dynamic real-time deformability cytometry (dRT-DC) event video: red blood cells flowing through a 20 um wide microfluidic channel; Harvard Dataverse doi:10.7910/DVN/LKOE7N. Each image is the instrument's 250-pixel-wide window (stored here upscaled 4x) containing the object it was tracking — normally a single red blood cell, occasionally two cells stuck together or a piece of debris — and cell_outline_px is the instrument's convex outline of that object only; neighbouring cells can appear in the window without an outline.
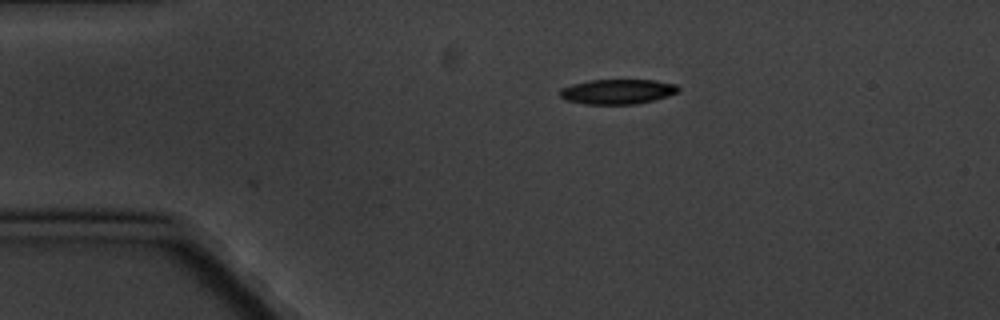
{"species": "common noctule bat (a hibernating species)", "species_latin": "Nyctalus noctula", "temperature_condition": "cold", "stored_images_in_passage": 3, "camera_frame_rate_fps": 3000, "um_per_image_px": 0.085, "animal": {"sex": "male", "body_mass_g": 20.1, "forearm_length_mm": 53.5}, "frame": {"image": 1, "passage_image": 1, "time_ms": 0.0, "image_size_px": [1000, 320], "cell_outline_px": [[680, 88], [676, 92], [668, 96], [636, 104], [584, 104], [564, 100], [560, 96], [560, 88], [572, 84], [588, 80], [656, 80], [676, 84]], "centroid_in_image_um": [52.45, 7.78], "position_along_channel_um": 32.5, "area_um2": 17.22}}